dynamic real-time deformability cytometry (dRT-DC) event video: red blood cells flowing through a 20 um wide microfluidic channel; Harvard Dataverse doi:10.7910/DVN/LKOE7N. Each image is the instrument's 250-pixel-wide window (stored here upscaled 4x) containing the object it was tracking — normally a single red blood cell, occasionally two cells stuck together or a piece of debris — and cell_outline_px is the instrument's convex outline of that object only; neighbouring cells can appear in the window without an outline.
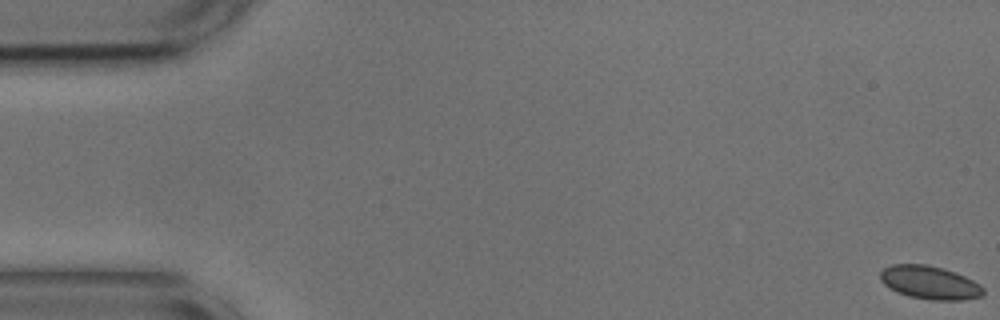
{"species": "common noctule bat (a hibernating species)", "species_latin": "Nyctalus noctula", "temperature_condition": "cold", "stored_images_in_passage": 55, "camera_frame_rate_fps": 3000, "um_per_image_px": 0.085, "animal": {"sex": "male", "body_mass_g": 17.9, "forearm_length_mm": 54.2}, "frame": {"image": 1, "passage_image": 1, "time_ms": 0.0, "image_size_px": [1000, 320], "cell_outline_px": [[984, 292], [980, 296], [964, 300], [932, 300], [908, 296], [884, 284], [880, 280], [880, 272], [884, 268], [892, 264], [928, 264], [956, 272], [980, 284], [984, 288]], "centroid_in_image_um": [79.04, 24.01], "position_along_channel_um": 6.0, "area_um2": 19.88}}
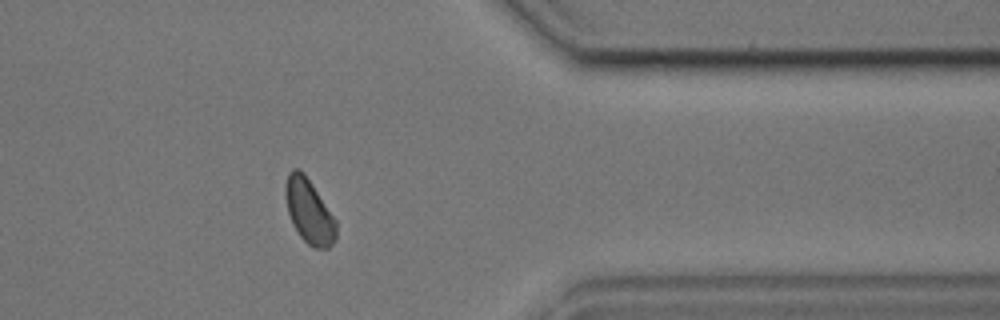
{"frame": {"image": 2, "passage_image": 45, "time_ms": 14.667, "image_size_px": [1000, 320], "cell_outline_px": [[336, 240], [328, 248], [312, 248], [300, 236], [292, 224], [288, 212], [284, 196], [284, 188], [288, 172], [292, 168], [296, 168], [304, 172], [336, 220]], "centroid_in_image_um": [26.25, 17.95], "position_along_channel_um": 385.2, "area_um2": 19.13}}
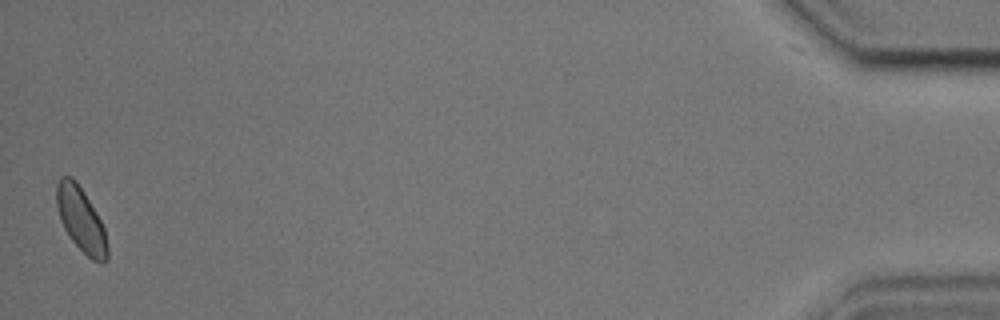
{"frame": {"image": 3, "passage_image": 55, "time_ms": 18.0, "image_size_px": [1000, 320], "cell_outline_px": [[108, 260], [104, 264], [100, 264], [92, 260], [68, 236], [60, 220], [56, 204], [56, 184], [60, 176], [72, 176], [76, 180], [100, 220], [104, 228], [108, 248]], "centroid_in_image_um": [6.87, 18.68], "position_along_channel_um": 428.3, "area_um2": 19.02}, "authors_computed_cell_mechanics": {"area_um2": 19.2474, "velocity_mm_per_s": 3.6262, "shape_relaxation_time_tau1_ms": null, "shape_relaxation_time_tau2_ms": 1.2544, "deformation_change_tau1": null, "deformation_change_tau2": 0.0413}}